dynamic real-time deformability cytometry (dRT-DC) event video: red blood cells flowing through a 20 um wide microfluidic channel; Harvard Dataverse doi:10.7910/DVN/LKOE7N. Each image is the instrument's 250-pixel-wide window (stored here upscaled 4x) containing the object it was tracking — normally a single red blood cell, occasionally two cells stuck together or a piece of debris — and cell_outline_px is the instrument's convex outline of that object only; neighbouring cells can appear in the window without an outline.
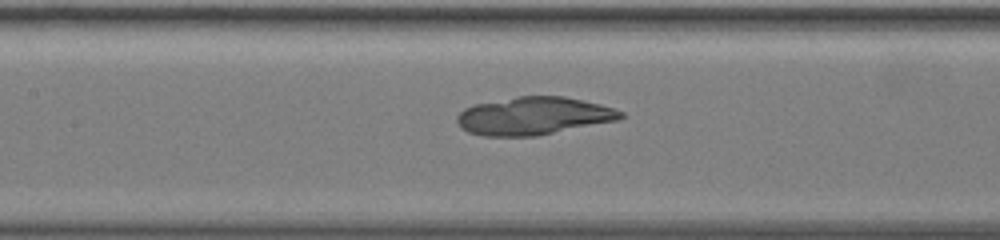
{"species": "common noctule bat (a hibernating species)", "species_latin": "Nyctalus noctula", "temperature_condition": "warm", "stored_images_in_passage": 56, "camera_frame_rate_fps": 3000, "um_per_image_px": 0.085, "animal": {"sex": "female", "body_mass_g": 19.5, "forearm_length_mm": 54.1}, "frame": {"image": 1, "passage_image": 22, "time_ms": 7.0, "image_size_px": [1000, 240], "cell_outline_px": [[624, 116], [616, 120], [536, 136], [484, 136], [468, 132], [460, 128], [456, 120], [456, 116], [464, 108], [472, 104], [516, 96], [564, 96], [584, 100], [600, 104], [624, 112]], "centroid_in_image_um": [45.29, 9.84], "position_along_channel_um": 162.1, "area_um2": 36.13}}
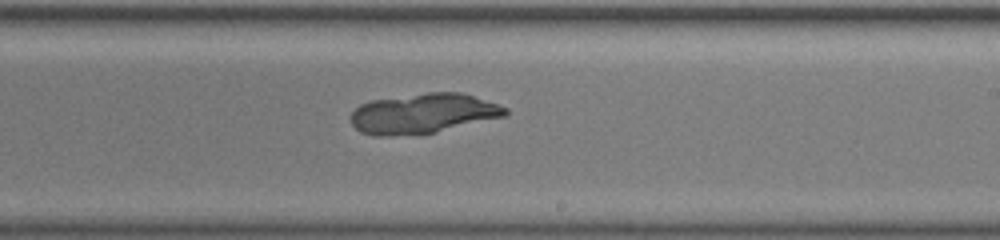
{"frame": {"image": 2, "passage_image": 31, "time_ms": 10.0, "image_size_px": [1000, 240], "cell_outline_px": [[508, 112], [504, 116], [436, 132], [388, 136], [372, 136], [360, 132], [352, 124], [352, 112], [360, 104], [372, 100], [428, 92], [460, 92], [508, 108]], "centroid_in_image_um": [35.93, 9.65], "position_along_channel_um": 253.1, "area_um2": 35.55}}
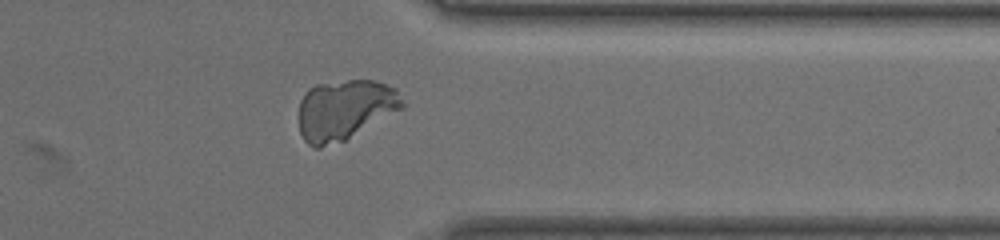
{"frame": {"image": 3, "passage_image": 44, "time_ms": 14.333, "image_size_px": [1000, 240], "cell_outline_px": [[404, 108], [344, 140], [320, 148], [316, 148], [308, 144], [304, 140], [300, 132], [300, 100], [304, 92], [308, 88], [316, 84], [348, 80], [372, 80], [396, 88], [404, 100]], "centroid_in_image_um": [29.31, 9.31], "position_along_channel_um": 382.1, "area_um2": 36.3}}